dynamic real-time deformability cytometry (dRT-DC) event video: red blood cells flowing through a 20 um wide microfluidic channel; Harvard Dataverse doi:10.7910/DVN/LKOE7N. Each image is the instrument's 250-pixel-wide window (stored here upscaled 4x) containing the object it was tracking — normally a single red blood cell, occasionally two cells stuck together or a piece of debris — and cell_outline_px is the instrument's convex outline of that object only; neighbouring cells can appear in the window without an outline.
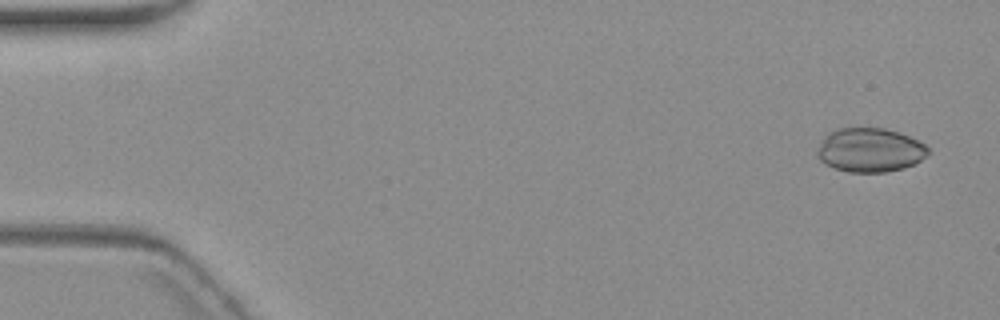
{"species": "common noctule bat (a hibernating species)", "species_latin": "Nyctalus noctula", "temperature_condition": "warm", "stored_images_in_passage": 5, "camera_frame_rate_fps": 3000, "um_per_image_px": 0.085, "animal": {"sex": "female", "body_mass_g": 19.3, "forearm_length_mm": 54.1}, "frame": {"image": 1, "passage_image": 1, "time_ms": 0.0, "image_size_px": [1000, 320], "cell_outline_px": [[928, 152], [916, 164], [904, 168], [888, 172], [848, 172], [836, 168], [820, 160], [816, 156], [816, 152], [824, 136], [828, 132], [836, 128], [884, 128], [908, 136], [924, 144], [928, 148]], "centroid_in_image_um": [73.92, 12.76], "position_along_channel_um": 11.1, "area_um2": 28.32}}
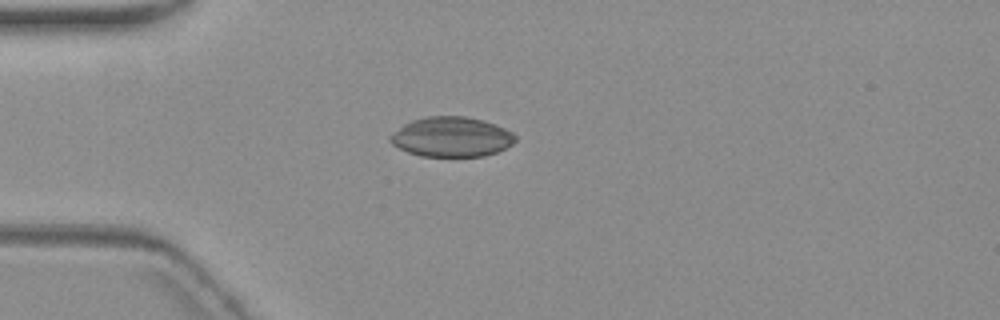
{"frame": {"image": 2, "passage_image": 4, "time_ms": 4.333, "image_size_px": [1000, 320], "cell_outline_px": [[516, 140], [512, 144], [496, 152], [484, 156], [420, 156], [408, 152], [392, 144], [388, 140], [388, 136], [392, 132], [404, 124], [412, 120], [428, 116], [464, 116], [484, 120], [496, 124], [512, 132], [516, 136]], "centroid_in_image_um": [38.36, 11.63], "position_along_channel_um": 46.6, "area_um2": 29.13}}